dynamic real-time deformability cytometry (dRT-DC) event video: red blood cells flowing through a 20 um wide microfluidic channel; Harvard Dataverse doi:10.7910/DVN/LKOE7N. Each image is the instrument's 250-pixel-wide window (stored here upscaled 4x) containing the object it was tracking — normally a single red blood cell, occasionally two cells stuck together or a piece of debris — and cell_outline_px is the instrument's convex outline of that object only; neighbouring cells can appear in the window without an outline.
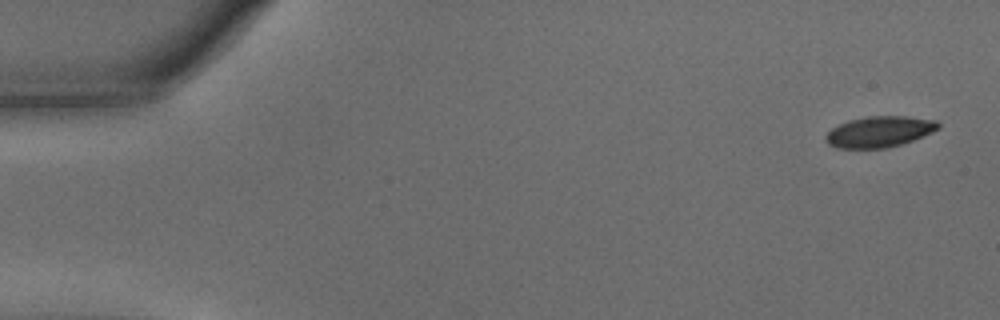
{"species": "common noctule bat (a hibernating species)", "species_latin": "Nyctalus noctula", "temperature_condition": "warm", "stored_images_in_passage": 55, "camera_frame_rate_fps": 3000, "um_per_image_px": 0.085, "animal": {"sex": "male", "body_mass_g": 15.6}, "frame": {"image": 1, "passage_image": 1, "time_ms": 0.0, "image_size_px": [1000, 320], "cell_outline_px": [[940, 128], [924, 136], [900, 144], [884, 148], [836, 148], [828, 144], [824, 136], [832, 128], [848, 120], [868, 116], [908, 116], [936, 120], [940, 124]], "centroid_in_image_um": [74.75, 11.19], "position_along_channel_um": 10.2, "area_um2": 20.29}}
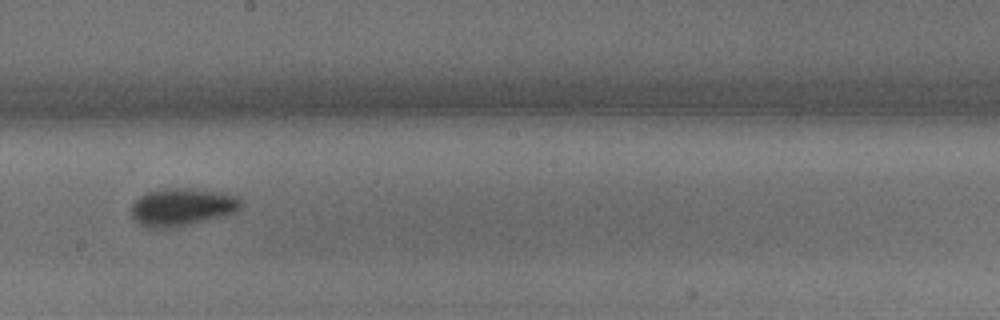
{"frame": {"image": 2, "passage_image": 31, "time_ms": 10.0, "image_size_px": [1000, 320], "cell_outline_px": [[240, 208], [236, 212], [224, 216], [176, 228], [144, 228], [132, 216], [128, 208], [140, 196], [148, 192], [164, 188], [188, 188], [220, 192], [236, 196], [240, 200]], "centroid_in_image_um": [15.43, 17.62], "position_along_channel_um": 232.8, "area_um2": 24.33}}
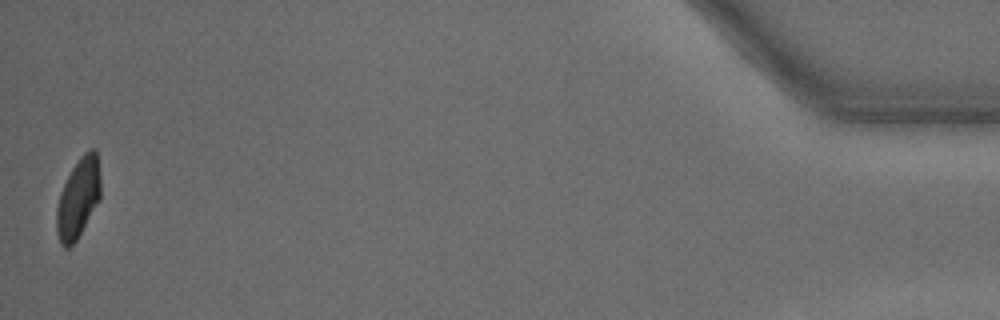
{"frame": {"image": 3, "passage_image": 55, "time_ms": 18.0, "image_size_px": [1000, 320], "cell_outline_px": [[100, 200], [76, 240], [68, 248], [64, 248], [60, 244], [56, 232], [56, 208], [60, 192], [72, 168], [80, 156], [84, 152], [92, 148], [96, 148], [100, 176]], "centroid_in_image_um": [6.64, 16.84], "position_along_channel_um": 428.6, "area_um2": 20.58}, "authors_computed_cell_mechanics": {"area_um2": 21.964, "velocity_mm_per_s": 3.5676, "shape_relaxation_time_tau1_ms": 4.8842, "shape_relaxation_time_tau2_ms": 0.6431, "deformation_change_tau1": 0.1812, "deformation_change_tau2": 0.052}}